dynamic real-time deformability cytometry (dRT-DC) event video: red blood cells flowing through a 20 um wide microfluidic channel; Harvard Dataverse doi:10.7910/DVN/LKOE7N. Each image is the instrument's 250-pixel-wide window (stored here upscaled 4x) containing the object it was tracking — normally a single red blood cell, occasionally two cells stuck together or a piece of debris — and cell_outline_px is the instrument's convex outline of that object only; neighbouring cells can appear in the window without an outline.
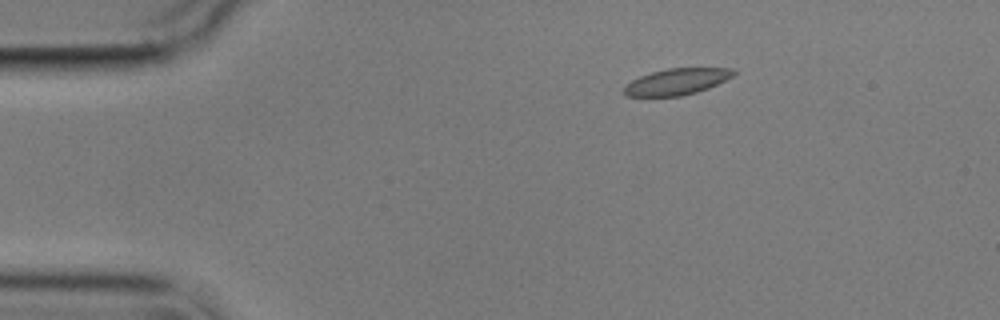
{"species": "common noctule bat (a hibernating species)", "species_latin": "Nyctalus noctula", "temperature_condition": "cold", "stored_images_in_passage": 3, "camera_frame_rate_fps": 3000, "um_per_image_px": 0.085, "animal": {"sex": "male", "body_mass_g": 17.9}, "frame": {"image": 1, "passage_image": 1, "time_ms": 0.0, "image_size_px": [1000, 320], "cell_outline_px": [[736, 72], [732, 76], [708, 88], [696, 92], [680, 96], [624, 96], [624, 84], [640, 76], [652, 72], [668, 68], [732, 68]], "centroid_in_image_um": [57.48, 6.94], "position_along_channel_um": 27.5, "area_um2": 16.65}}